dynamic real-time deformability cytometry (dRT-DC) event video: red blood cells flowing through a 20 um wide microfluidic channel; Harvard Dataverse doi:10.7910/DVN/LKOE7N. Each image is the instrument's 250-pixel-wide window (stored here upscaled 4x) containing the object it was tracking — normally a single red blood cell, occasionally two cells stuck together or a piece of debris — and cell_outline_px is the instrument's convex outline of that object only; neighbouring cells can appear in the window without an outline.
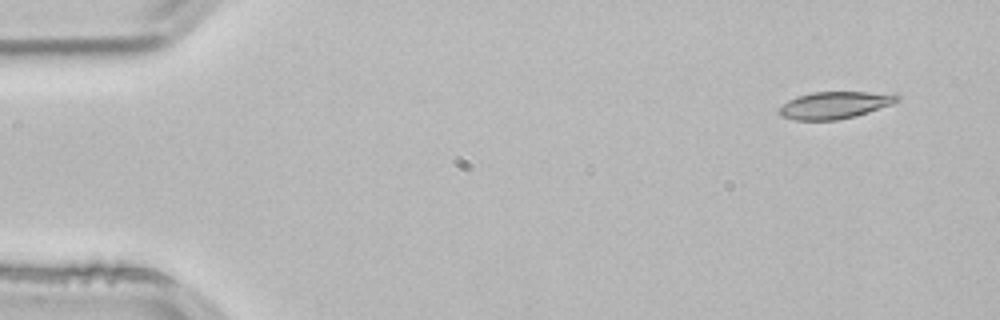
{"species": "common noctule bat (a hibernating species)", "species_latin": "Nyctalus noctula", "temperature_condition": "room temperature", "stored_images_in_passage": 3, "camera_frame_rate_fps": 3000, "um_per_image_px": 0.085, "animal": {"sex": "male", "body_mass_g": 21.5, "forearm_length_mm": 52.0}, "frame": {"image": 1, "passage_image": 1, "time_ms": 0.0, "image_size_px": [1000, 320], "cell_outline_px": [[900, 100], [892, 104], [868, 112], [836, 120], [796, 120], [780, 116], [776, 112], [776, 108], [788, 100], [796, 96], [812, 92], [896, 92], [900, 96]], "centroid_in_image_um": [70.93, 8.92], "position_along_channel_um": 14.1, "area_um2": 18.96}}